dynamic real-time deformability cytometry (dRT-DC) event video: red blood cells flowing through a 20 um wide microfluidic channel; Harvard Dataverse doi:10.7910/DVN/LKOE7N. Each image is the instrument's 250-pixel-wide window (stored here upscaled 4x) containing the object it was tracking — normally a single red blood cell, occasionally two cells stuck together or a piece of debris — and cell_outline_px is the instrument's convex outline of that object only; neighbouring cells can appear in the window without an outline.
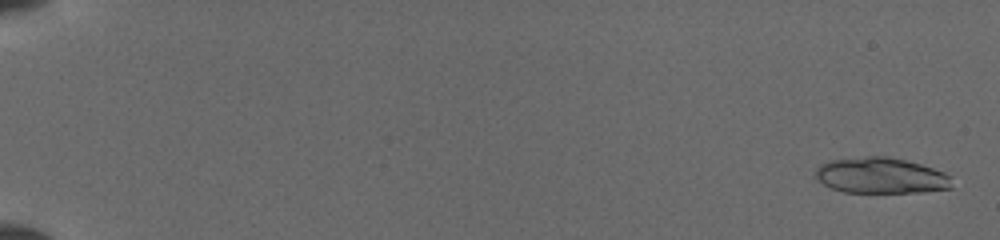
{"species": "common noctule bat (a hibernating species)", "species_latin": "Nyctalus noctula", "temperature_condition": "cold", "stored_images_in_passage": 30, "segment_of_instrument_passage": [1, 2], "camera_frame_rate_fps": 3000, "um_per_image_px": 0.085, "animal": {"sex": "female", "body_mass_g": 19.5, "forearm_length_mm": 54.1}, "frame": {"image": 1, "passage_image": 1, "time_ms": 0.0, "image_size_px": [1000, 240], "cell_outline_px": [[952, 188], [924, 192], [844, 192], [832, 188], [824, 184], [816, 176], [816, 168], [820, 164], [832, 160], [864, 156], [888, 156], [920, 164], [944, 172], [948, 176]], "centroid_in_image_um": [74.87, 14.92], "position_along_channel_um": 10.1, "area_um2": 28.21}}
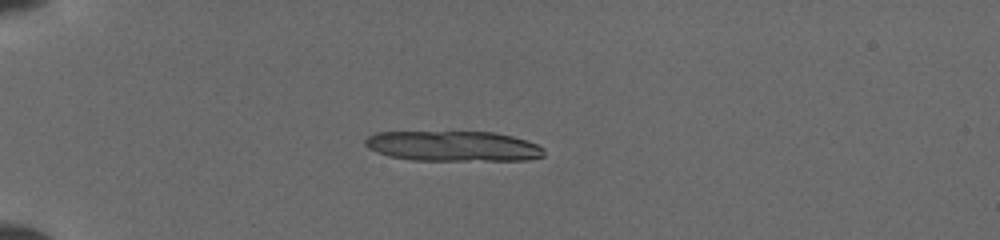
{"frame": {"image": 2, "passage_image": 10, "time_ms": 4.667, "image_size_px": [1000, 240], "cell_outline_px": [[544, 156], [528, 160], [412, 160], [388, 156], [368, 148], [364, 144], [364, 140], [368, 136], [376, 132], [496, 132], [512, 136], [536, 144], [544, 148]], "centroid_in_image_um": [38.51, 12.42], "position_along_channel_um": 46.5, "area_um2": 31.56}}